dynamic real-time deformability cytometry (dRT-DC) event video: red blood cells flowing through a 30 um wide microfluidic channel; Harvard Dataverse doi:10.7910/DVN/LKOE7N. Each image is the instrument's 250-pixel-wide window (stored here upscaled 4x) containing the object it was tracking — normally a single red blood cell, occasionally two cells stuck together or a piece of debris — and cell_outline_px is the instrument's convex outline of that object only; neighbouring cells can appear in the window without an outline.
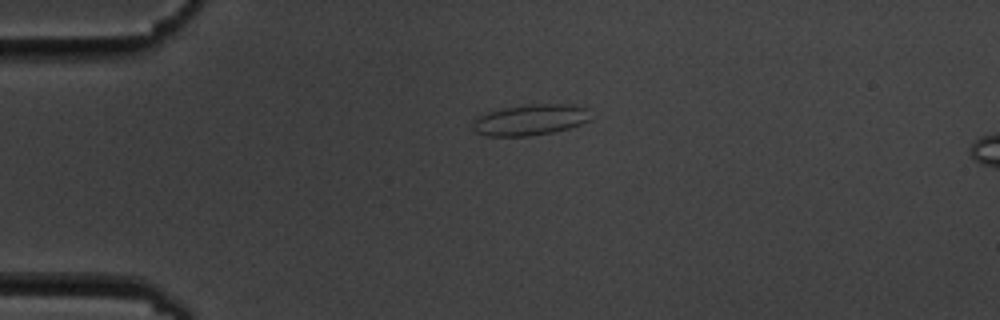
{"species": "common noctule bat (a hibernating species)", "species_latin": "Nyctalus noctula", "temperature_condition": "cold", "stored_images_in_passage": 3, "camera_frame_rate_fps": 3000, "um_per_image_px": 0.085, "animal": {"sex": "male", "body_mass_g": 19.5, "forearm_length_mm": 54.6}, "frame": {"image": 1, "passage_image": 1, "time_ms": 0.0, "image_size_px": [1000, 320], "cell_outline_px": [[588, 120], [580, 124], [568, 128], [552, 132], [528, 136], [488, 136], [476, 132], [472, 128], [472, 124], [476, 116], [488, 112], [504, 108], [532, 104], [572, 104], [588, 108]], "centroid_in_image_um": [45.04, 10.18], "position_along_channel_um": 40.0, "area_um2": 21.1}}
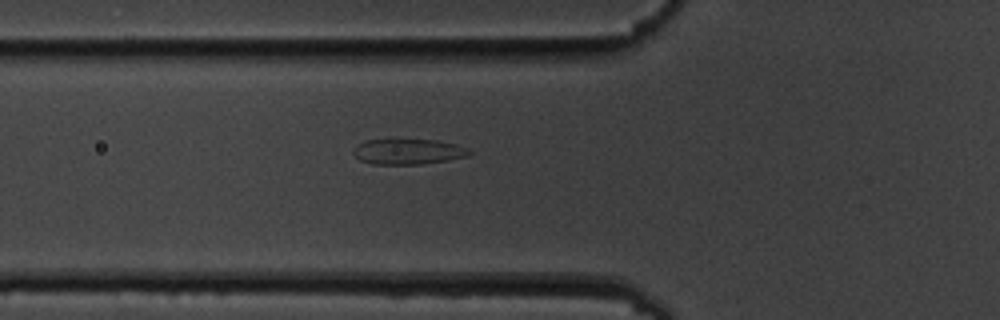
{"frame": {"image": 2, "passage_image": 3, "time_ms": 2.333, "image_size_px": [1000, 320], "cell_outline_px": [[472, 152], [468, 156], [448, 160], [424, 164], [372, 164], [360, 160], [352, 152], [356, 144], [364, 140], [436, 140], [468, 148]], "centroid_in_image_um": [34.66, 12.89], "position_along_channel_um": 91.1, "area_um2": 17.11}}